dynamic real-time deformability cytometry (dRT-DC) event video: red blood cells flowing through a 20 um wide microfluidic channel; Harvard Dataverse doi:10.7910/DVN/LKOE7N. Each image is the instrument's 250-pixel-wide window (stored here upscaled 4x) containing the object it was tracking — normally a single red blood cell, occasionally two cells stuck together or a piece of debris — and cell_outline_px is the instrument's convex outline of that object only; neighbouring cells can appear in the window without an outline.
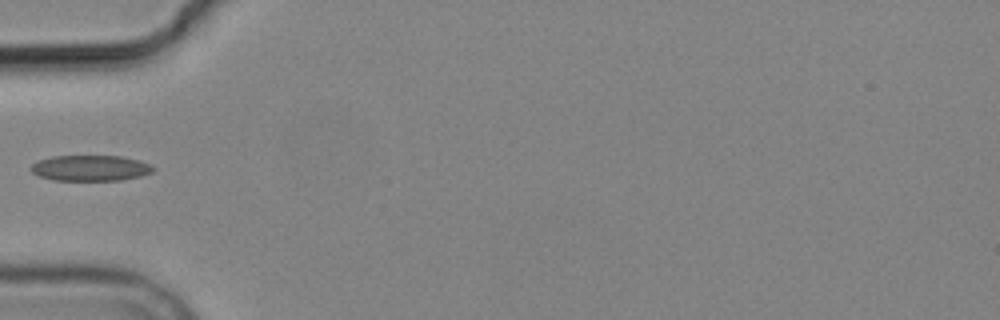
{"species": "common noctule bat (a hibernating species)", "species_latin": "Nyctalus noctula", "temperature_condition": "cold", "stored_images_in_passage": 3, "camera_frame_rate_fps": 3000, "um_per_image_px": 0.085, "animal": {"sex": "male", "body_mass_g": 19.2, "forearm_length_mm": 51.8}, "frame": {"image": 1, "passage_image": 2, "time_ms": 2.333, "image_size_px": [1000, 320], "cell_outline_px": [[156, 168], [152, 172], [140, 176], [120, 180], [52, 180], [40, 176], [32, 172], [28, 168], [32, 164], [40, 160], [52, 156], [120, 156], [140, 160]], "centroid_in_image_um": [7.67, 14.28], "position_along_channel_um": 77.3, "area_um2": 18.26}}
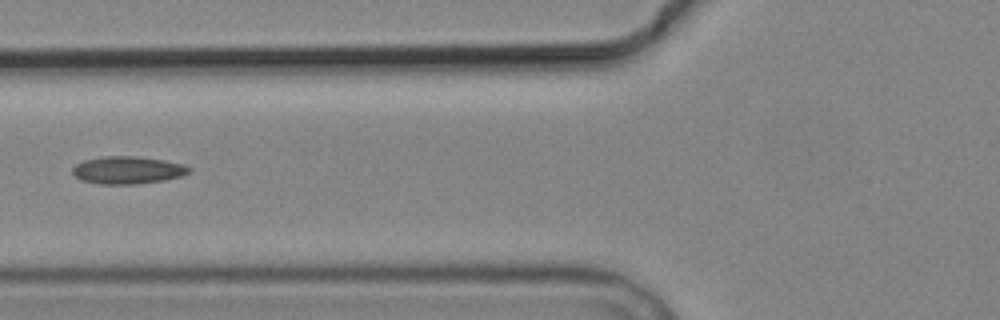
{"frame": {"image": 2, "passage_image": 3, "time_ms": 3.333, "image_size_px": [1000, 320], "cell_outline_px": [[192, 172], [180, 176], [164, 180], [136, 184], [100, 184], [80, 180], [72, 172], [72, 168], [76, 164], [84, 160], [104, 156], [136, 156], [164, 160], [184, 164], [192, 168]], "centroid_in_image_um": [10.87, 14.46], "position_along_channel_um": 114.9, "area_um2": 18.79}}